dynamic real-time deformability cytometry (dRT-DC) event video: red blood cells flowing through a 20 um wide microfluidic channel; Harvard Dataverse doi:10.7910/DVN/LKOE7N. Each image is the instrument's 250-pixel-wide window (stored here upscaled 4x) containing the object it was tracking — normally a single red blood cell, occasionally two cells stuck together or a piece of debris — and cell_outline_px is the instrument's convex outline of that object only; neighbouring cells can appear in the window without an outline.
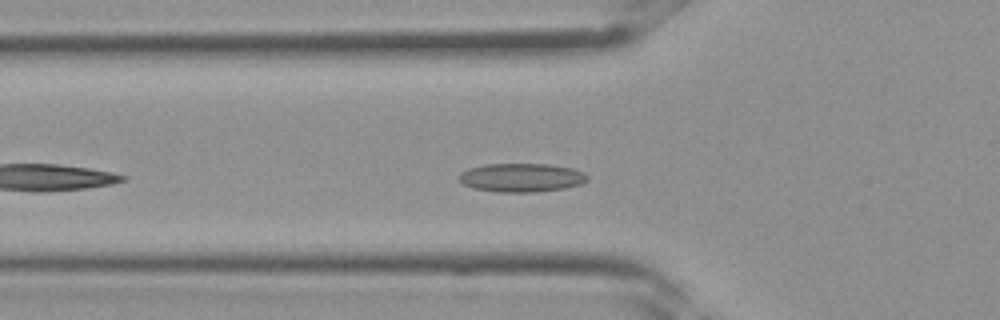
{"species": "Egyptian fruit bat (a non-hibernating species)", "species_latin": "Rousettus aegyptiacus", "temperature_condition": "room temperature", "stored_images_in_passage": 27, "camera_frame_rate_fps": 3000, "um_per_image_px": 0.085, "frame": {"image": 1, "passage_image": 4, "time_ms": 1.0, "image_size_px": [1000, 320], "cell_outline_px": [[588, 180], [580, 184], [564, 188], [532, 192], [500, 192], [472, 188], [460, 184], [456, 176], [460, 172], [468, 168], [484, 164], [548, 164], [572, 168], [584, 172], [588, 176]], "centroid_in_image_um": [44.25, 15.09], "position_along_channel_um": 81.5, "area_um2": 21.68}}
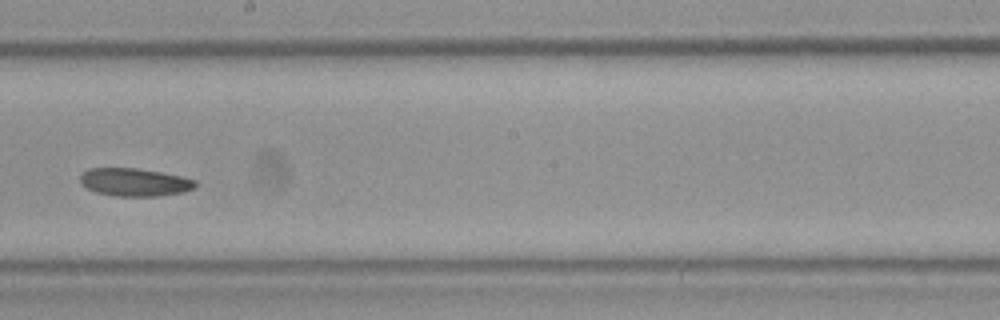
{"frame": {"image": 2, "passage_image": 12, "time_ms": 3.667, "image_size_px": [1000, 320], "cell_outline_px": [[196, 184], [192, 188], [184, 192], [156, 196], [116, 196], [96, 192], [80, 184], [80, 176], [88, 168], [136, 168], [160, 172], [180, 176], [196, 180]], "centroid_in_image_um": [11.41, 15.48], "position_along_channel_um": 236.8, "area_um2": 18.61}}
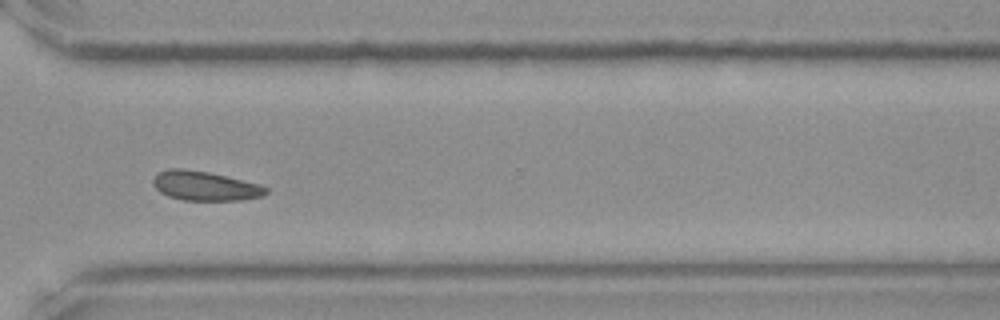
{"frame": {"image": 3, "passage_image": 18, "time_ms": 5.667, "image_size_px": [1000, 320], "cell_outline_px": [[268, 192], [264, 196], [240, 200], [184, 200], [168, 196], [160, 192], [152, 184], [152, 180], [156, 172], [168, 168], [184, 168], [208, 172], [228, 176], [260, 184], [268, 188]], "centroid_in_image_um": [17.41, 15.79], "position_along_channel_um": 353.2, "area_um2": 19.59}}